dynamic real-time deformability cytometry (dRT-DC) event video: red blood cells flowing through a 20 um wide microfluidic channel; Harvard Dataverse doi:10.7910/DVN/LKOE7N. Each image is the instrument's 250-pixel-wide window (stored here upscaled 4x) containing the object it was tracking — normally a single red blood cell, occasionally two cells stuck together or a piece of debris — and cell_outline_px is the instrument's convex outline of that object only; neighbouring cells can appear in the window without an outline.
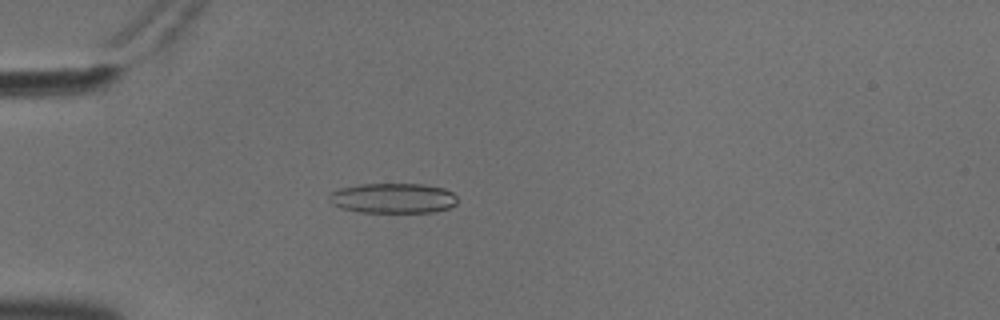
{"species": "common noctule bat (a hibernating species)", "species_latin": "Nyctalus noctula", "temperature_condition": "cold", "stored_images_in_passage": 33, "camera_frame_rate_fps": 3000, "um_per_image_px": 0.085, "animal": {"sex": "male", "body_mass_g": 18.8}, "frame": {"image": 1, "passage_image": 3, "time_ms": 0.667, "image_size_px": [1000, 320], "cell_outline_px": [[456, 204], [448, 208], [436, 212], [360, 212], [340, 208], [332, 204], [328, 200], [328, 196], [332, 192], [340, 188], [360, 184], [424, 184], [444, 188], [452, 192], [456, 196]], "centroid_in_image_um": [33.4, 16.85], "position_along_channel_um": 51.6, "area_um2": 22.6}}
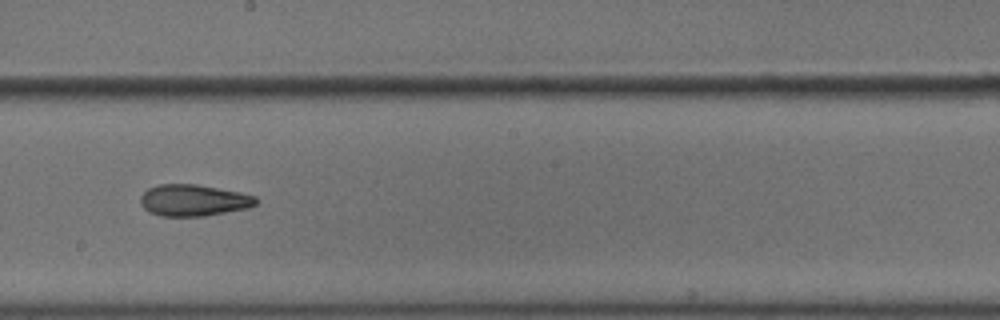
{"frame": {"image": 2, "passage_image": 19, "time_ms": 6.0, "image_size_px": [1000, 320], "cell_outline_px": [[256, 204], [248, 208], [204, 216], [160, 216], [148, 212], [140, 204], [140, 196], [148, 188], [160, 184], [196, 184], [240, 192], [256, 196]], "centroid_in_image_um": [16.42, 17.03], "position_along_channel_um": 231.8, "area_um2": 21.27}}
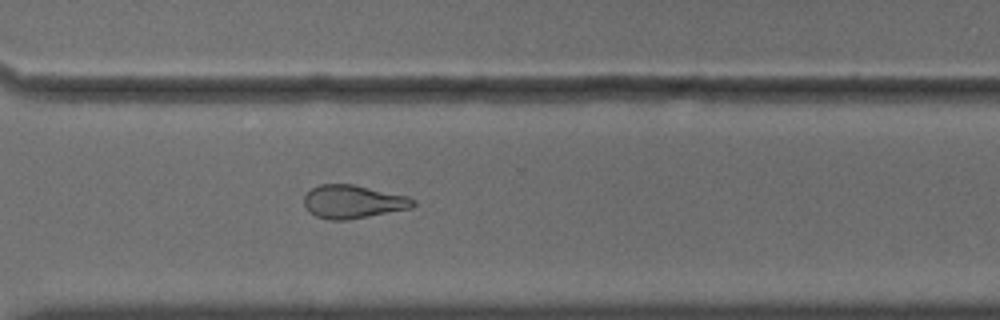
{"frame": {"image": 3, "passage_image": 28, "time_ms": 9.0, "image_size_px": [1000, 320], "cell_outline_px": [[416, 204], [412, 208], [348, 220], [328, 220], [316, 216], [304, 204], [304, 196], [312, 188], [320, 184], [352, 184], [408, 196], [416, 200]], "centroid_in_image_um": [30.04, 17.15], "position_along_channel_um": 340.6, "area_um2": 21.1}, "authors_computed_cell_mechanics": {"area_um2": 21.2126, "velocity_mm_per_s": 3.6379, "shape_relaxation_time_tau1_ms": null, "shape_relaxation_time_tau2_ms": 3.8541, "deformation_change_tau1": null, "deformation_change_tau2": 0.1196}}